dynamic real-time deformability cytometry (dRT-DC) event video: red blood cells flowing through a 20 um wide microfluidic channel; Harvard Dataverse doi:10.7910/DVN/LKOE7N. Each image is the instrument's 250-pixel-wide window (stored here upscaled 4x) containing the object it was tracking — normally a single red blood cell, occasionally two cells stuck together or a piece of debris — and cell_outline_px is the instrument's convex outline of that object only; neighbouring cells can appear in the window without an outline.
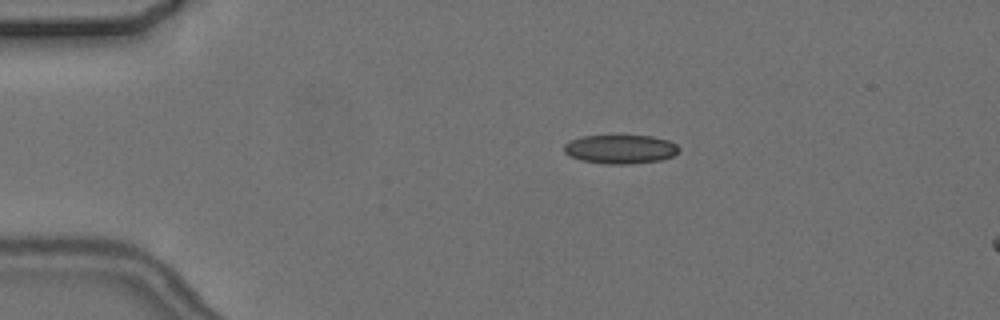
{"species": "common noctule bat (a hibernating species)", "species_latin": "Nyctalus noctula", "temperature_condition": "cold", "stored_images_in_passage": 5, "camera_frame_rate_fps": 3000, "um_per_image_px": 0.085, "animal": {"sex": "female", "body_mass_g": 24.6, "forearm_length_mm": 56.2}, "frame": {"image": 1, "passage_image": 3, "time_ms": 3.333, "image_size_px": [1000, 320], "cell_outline_px": [[680, 148], [672, 156], [660, 160], [632, 164], [604, 164], [580, 160], [568, 156], [564, 152], [564, 144], [568, 140], [580, 136], [652, 136], [668, 140], [676, 144]], "centroid_in_image_um": [52.68, 12.68], "position_along_channel_um": 32.3, "area_um2": 19.48}}